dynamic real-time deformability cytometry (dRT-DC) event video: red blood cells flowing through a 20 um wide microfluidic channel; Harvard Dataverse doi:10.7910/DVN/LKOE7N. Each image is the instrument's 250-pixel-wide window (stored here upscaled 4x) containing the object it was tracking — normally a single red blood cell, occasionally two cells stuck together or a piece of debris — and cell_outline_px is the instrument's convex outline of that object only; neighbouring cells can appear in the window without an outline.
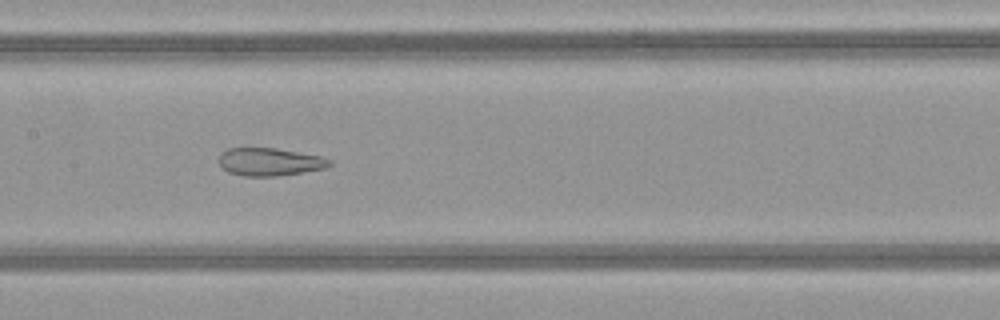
{"species": "common noctule bat (a hibernating species)", "species_latin": "Nyctalus noctula", "temperature_condition": "warm", "stored_images_in_passage": 49, "camera_frame_rate_fps": 3000, "um_per_image_px": 0.085, "animal": {"sex": "female", "body_mass_g": 21.9}, "frame": {"image": 1, "passage_image": 24, "time_ms": 7.667, "image_size_px": [1000, 320], "cell_outline_px": [[332, 164], [324, 168], [304, 172], [276, 176], [244, 176], [228, 172], [220, 168], [220, 152], [228, 148], [276, 148], [324, 156], [332, 160]], "centroid_in_image_um": [22.94, 13.75], "position_along_channel_um": 184.5, "area_um2": 18.15}}
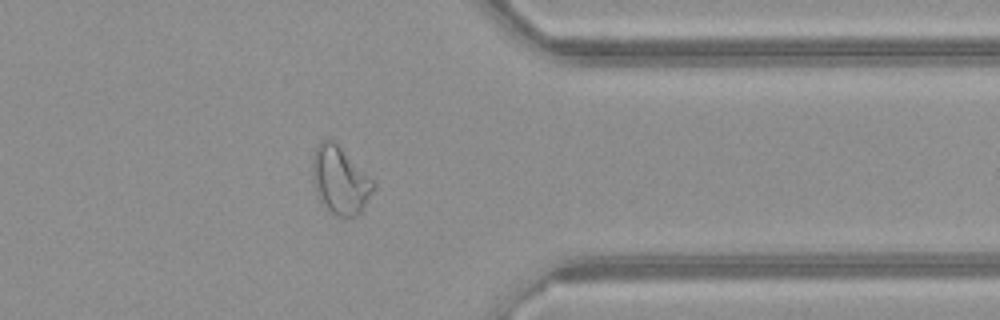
{"frame": {"image": 2, "passage_image": 39, "time_ms": 12.667, "image_size_px": [1000, 320], "cell_outline_px": [[376, 188], [364, 208], [356, 216], [344, 220], [336, 216], [324, 208], [316, 192], [312, 176], [312, 156], [320, 140], [332, 140], [376, 184]], "centroid_in_image_um": [28.9, 15.41], "position_along_channel_um": 382.5, "area_um2": 23.99}}
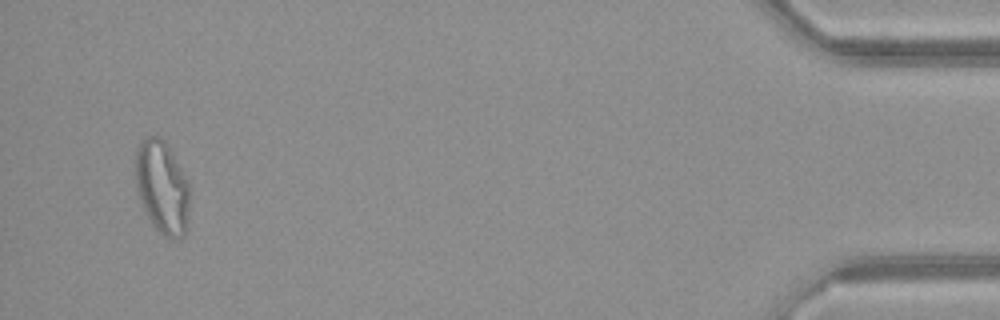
{"frame": {"image": 3, "passage_image": 47, "time_ms": 15.333, "image_size_px": [1000, 320], "cell_outline_px": [[188, 228], [184, 236], [176, 240], [172, 240], [164, 236], [152, 224], [140, 204], [136, 192], [136, 148], [140, 140], [148, 136], [160, 136], [168, 144], [188, 180]], "centroid_in_image_um": [13.77, 15.92], "position_along_channel_um": 421.4, "area_um2": 29.94}, "authors_computed_cell_mechanics": {"area_um2": 25.4898, "velocity_mm_per_s": 4.1734, "shape_relaxation_time_tau1_ms": null, "shape_relaxation_time_tau2_ms": 1.3921, "deformation_change_tau1": null, "deformation_change_tau2": 0.0843}}